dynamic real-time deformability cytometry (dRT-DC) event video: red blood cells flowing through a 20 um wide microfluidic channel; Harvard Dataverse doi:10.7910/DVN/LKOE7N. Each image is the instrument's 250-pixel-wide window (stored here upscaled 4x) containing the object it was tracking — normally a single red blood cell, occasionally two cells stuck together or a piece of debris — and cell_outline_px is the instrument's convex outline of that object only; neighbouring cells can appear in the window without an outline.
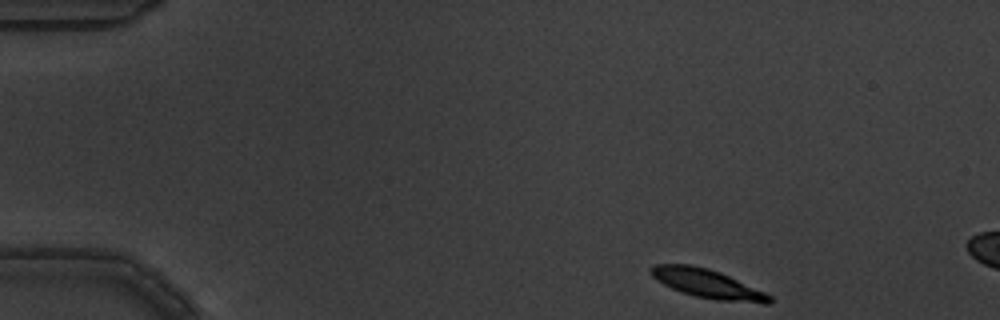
{"species": "common noctule bat (a hibernating species)", "species_latin": "Nyctalus noctula", "temperature_condition": "warm", "stored_images_in_passage": 3, "camera_frame_rate_fps": 3000, "um_per_image_px": 0.085, "animal": {"sex": "male", "body_mass_g": 19.5, "forearm_length_mm": 54.6}, "frame": {"image": 1, "passage_image": 1, "time_ms": 0.0, "image_size_px": [1000, 320], "cell_outline_px": [[772, 304], [764, 304], [716, 300], [696, 296], [680, 292], [656, 280], [648, 272], [648, 268], [652, 264], [688, 264], [708, 268], [720, 272], [764, 292], [772, 296]], "centroid_in_image_um": [60.1, 24.11], "position_along_channel_um": 24.9, "area_um2": 20.06}}